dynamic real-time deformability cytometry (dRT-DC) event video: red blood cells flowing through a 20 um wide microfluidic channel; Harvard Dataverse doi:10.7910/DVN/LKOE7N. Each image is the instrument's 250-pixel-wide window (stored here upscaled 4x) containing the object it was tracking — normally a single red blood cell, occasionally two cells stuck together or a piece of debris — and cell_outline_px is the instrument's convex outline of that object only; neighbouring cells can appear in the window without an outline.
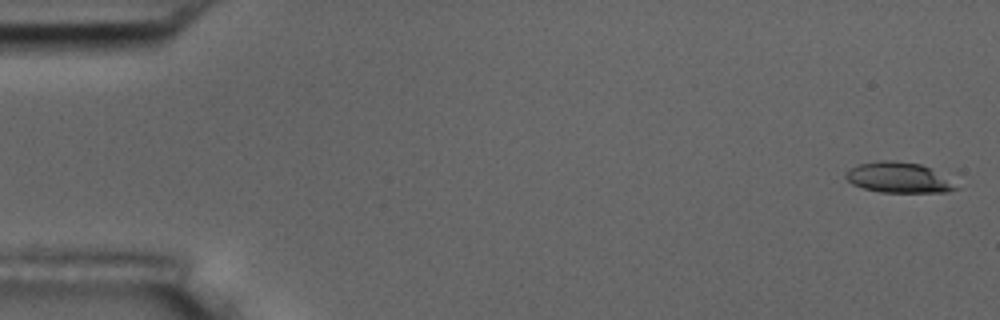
{"species": "common noctule bat (a hibernating species)", "species_latin": "Nyctalus noctula", "temperature_condition": "room temperature", "stored_images_in_passage": 5, "camera_frame_rate_fps": 3000, "um_per_image_px": 0.085, "animal": {"sex": "male", "body_mass_g": 17.5, "forearm_length_mm": 52.3}, "frame": {"image": 1, "passage_image": 1, "time_ms": 0.0, "image_size_px": [1000, 320], "cell_outline_px": [[960, 188], [948, 192], [880, 192], [864, 188], [852, 184], [844, 176], [844, 172], [848, 168], [860, 164], [880, 160], [896, 160], [920, 164], [928, 168]], "centroid_in_image_um": [76.28, 15.09], "position_along_channel_um": 8.7, "area_um2": 19.25}}